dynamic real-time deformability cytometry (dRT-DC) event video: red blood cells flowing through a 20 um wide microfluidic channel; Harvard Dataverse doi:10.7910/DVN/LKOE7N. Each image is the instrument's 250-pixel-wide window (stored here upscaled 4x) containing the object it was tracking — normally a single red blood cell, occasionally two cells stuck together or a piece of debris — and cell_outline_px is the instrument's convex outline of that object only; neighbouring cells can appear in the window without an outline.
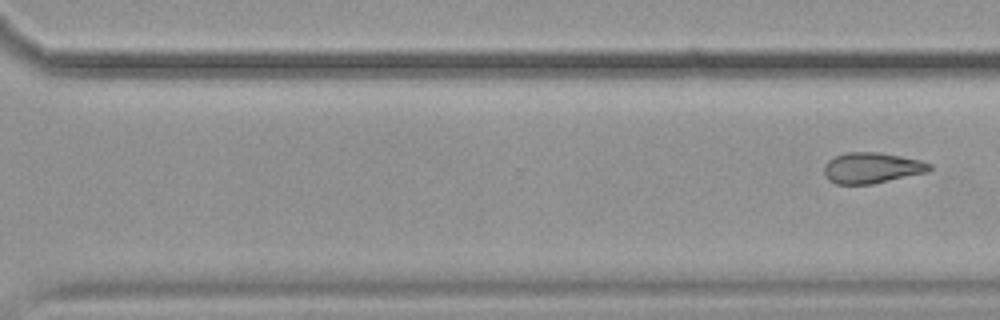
{"species": "common noctule bat (a hibernating species)", "species_latin": "Nyctalus noctula", "temperature_condition": "cold", "stored_images_in_passage": 11, "segment_of_instrument_passage": [2, 2], "camera_frame_rate_fps": 3000, "um_per_image_px": 0.085, "animal": {"sex": "female", "body_mass_g": 19.9}, "frame": {"image": 1, "passage_image": 11, "time_ms": 12.667, "image_size_px": [1000, 320], "cell_outline_px": [[932, 168], [928, 172], [872, 184], [836, 184], [828, 180], [824, 176], [824, 164], [828, 160], [836, 156], [848, 152], [880, 152], [920, 160], [932, 164]], "centroid_in_image_um": [74.09, 14.27], "position_along_channel_um": 296.5, "area_um2": 19.02}}